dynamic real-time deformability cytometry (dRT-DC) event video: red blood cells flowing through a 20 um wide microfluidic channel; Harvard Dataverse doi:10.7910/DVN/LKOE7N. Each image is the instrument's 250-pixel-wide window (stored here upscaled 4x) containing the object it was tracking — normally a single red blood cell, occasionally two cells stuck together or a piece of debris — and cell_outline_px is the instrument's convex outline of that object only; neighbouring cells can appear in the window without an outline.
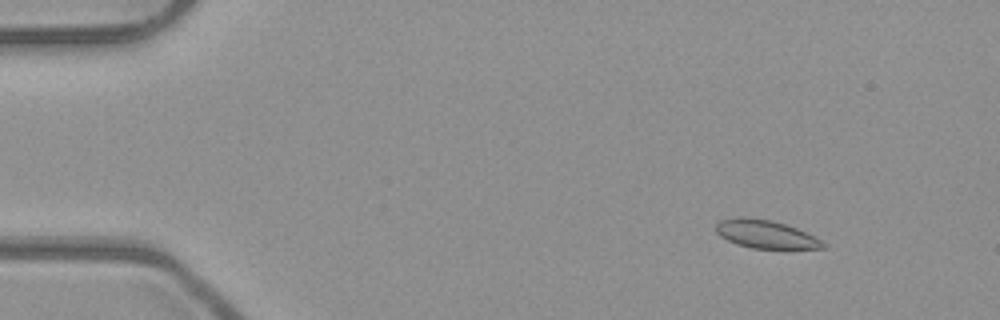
{"species": "common noctule bat (a hibernating species)", "species_latin": "Nyctalus noctula", "temperature_condition": "room temperature", "stored_images_in_passage": 53, "camera_frame_rate_fps": 3000, "um_per_image_px": 0.085, "animal": {"sex": "male", "body_mass_g": 23.1, "forearm_length_mm": 52.7}, "frame": {"image": 1, "passage_image": 7, "time_ms": 2.0, "image_size_px": [1000, 320], "cell_outline_px": [[828, 244], [824, 248], [752, 248], [736, 244], [720, 236], [716, 232], [716, 224], [720, 220], [740, 216], [744, 216], [772, 220], [796, 228]], "centroid_in_image_um": [65.03, 19.89], "position_along_channel_um": 20.0, "area_um2": 17.4}}
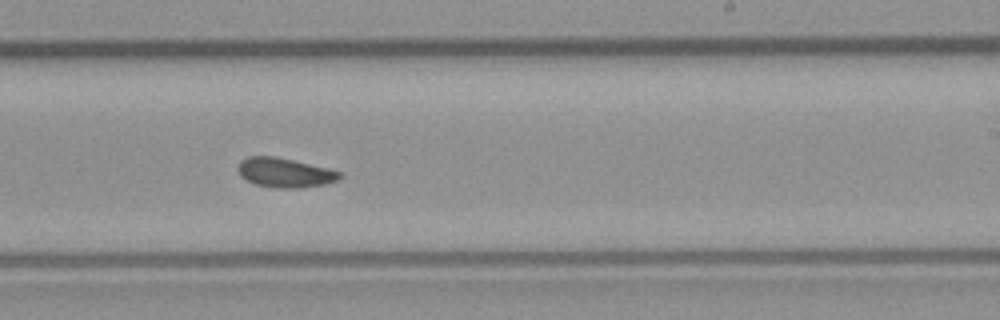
{"frame": {"image": 2, "passage_image": 33, "time_ms": 10.667, "image_size_px": [1000, 320], "cell_outline_px": [[344, 176], [336, 180], [324, 184], [300, 188], [276, 188], [256, 184], [240, 176], [236, 168], [240, 160], [248, 156], [276, 156], [328, 168], [340, 172]], "centroid_in_image_um": [24.18, 14.66], "position_along_channel_um": 264.8, "area_um2": 17.51}}
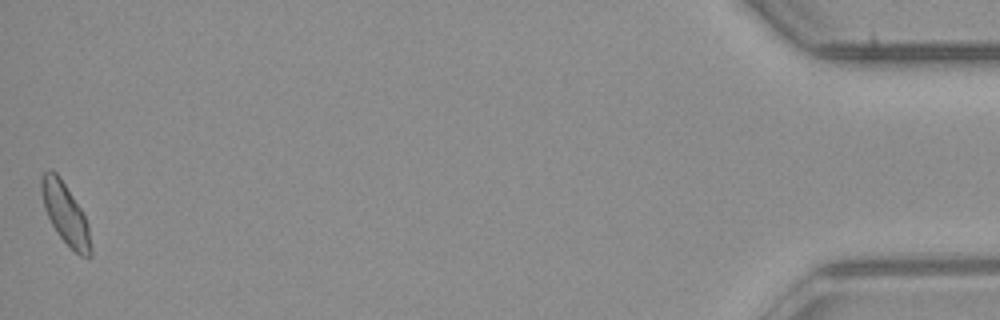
{"frame": {"image": 3, "passage_image": 53, "time_ms": 17.333, "image_size_px": [1000, 320], "cell_outline_px": [[92, 256], [80, 256], [60, 236], [52, 224], [44, 208], [40, 188], [40, 176], [48, 168], [52, 168], [60, 176], [80, 208], [88, 224], [92, 248]], "centroid_in_image_um": [5.54, 18.11], "position_along_channel_um": 429.7, "area_um2": 17.46}, "authors_computed_cell_mechanics": {"area_um2": 17.5134, "velocity_mm_per_s": 3.958, "shape_relaxation_time_tau1_ms": null, "shape_relaxation_time_tau2_ms": 3.0159, "deformation_change_tau1": null, "deformation_change_tau2": 0.0647}}